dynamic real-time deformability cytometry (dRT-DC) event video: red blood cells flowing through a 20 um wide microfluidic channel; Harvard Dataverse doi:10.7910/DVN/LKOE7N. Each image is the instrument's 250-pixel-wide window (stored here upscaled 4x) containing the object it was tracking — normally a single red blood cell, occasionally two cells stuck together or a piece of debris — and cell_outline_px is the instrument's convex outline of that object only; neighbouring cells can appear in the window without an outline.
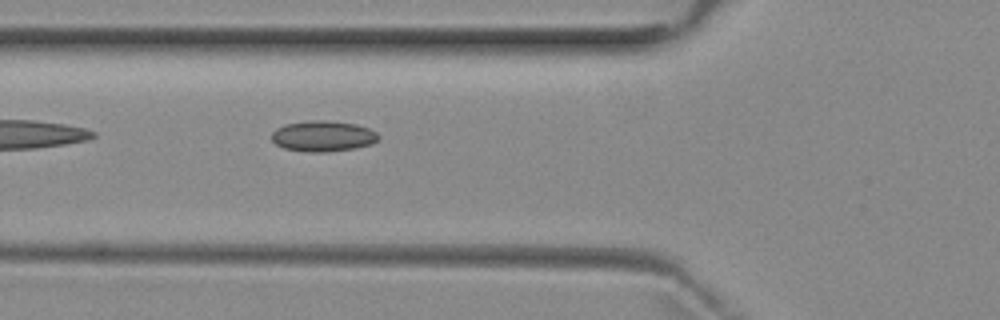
{"species": "common noctule bat (a hibernating species)", "species_latin": "Nyctalus noctula", "temperature_condition": "room temperature", "stored_images_in_passage": 2, "camera_frame_rate_fps": 3000, "um_per_image_px": 0.085, "animal": {"sex": "female", "body_mass_g": 29.2, "forearm_length_mm": 56.3}, "frame": {"image": 1, "passage_image": 2, "time_ms": 1.333, "image_size_px": [1000, 320], "cell_outline_px": [[380, 140], [372, 144], [356, 148], [324, 152], [308, 152], [284, 148], [276, 144], [272, 140], [272, 132], [276, 128], [284, 124], [308, 120], [324, 120], [356, 124], [368, 128], [376, 132], [380, 136]], "centroid_in_image_um": [27.47, 11.57], "position_along_channel_um": 98.3, "area_um2": 19.31}}